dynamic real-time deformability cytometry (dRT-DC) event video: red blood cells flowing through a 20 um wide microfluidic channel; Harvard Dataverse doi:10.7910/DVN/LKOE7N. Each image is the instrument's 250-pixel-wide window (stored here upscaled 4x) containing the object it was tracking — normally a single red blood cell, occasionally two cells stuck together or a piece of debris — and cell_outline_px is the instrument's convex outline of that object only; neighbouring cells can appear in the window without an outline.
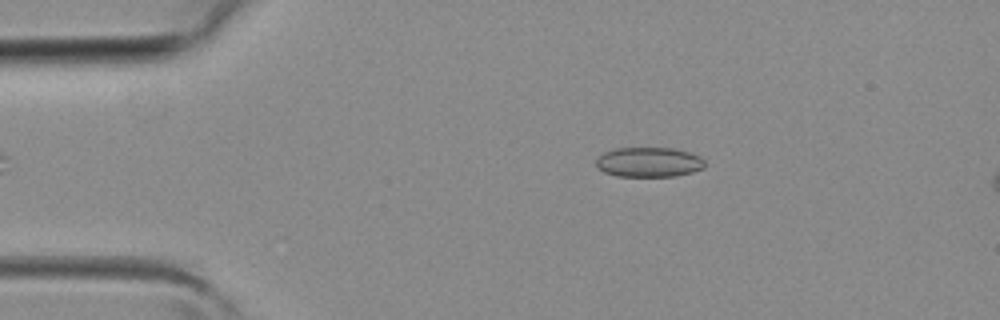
{"species": "common noctule bat (a hibernating species)", "species_latin": "Nyctalus noctula", "temperature_condition": "room temperature", "stored_images_in_passage": 2, "camera_frame_rate_fps": 3000, "um_per_image_px": 0.085, "animal": {"sex": "female", "body_mass_g": 19.3, "forearm_length_mm": 54.1}, "frame": {"image": 1, "passage_image": 1, "time_ms": 0.0, "image_size_px": [1000, 320], "cell_outline_px": [[704, 168], [692, 172], [676, 176], [616, 176], [604, 172], [596, 168], [596, 160], [604, 152], [616, 148], [676, 148], [700, 156], [704, 160]], "centroid_in_image_um": [55.15, 13.78], "position_along_channel_um": 29.9, "area_um2": 18.96}}